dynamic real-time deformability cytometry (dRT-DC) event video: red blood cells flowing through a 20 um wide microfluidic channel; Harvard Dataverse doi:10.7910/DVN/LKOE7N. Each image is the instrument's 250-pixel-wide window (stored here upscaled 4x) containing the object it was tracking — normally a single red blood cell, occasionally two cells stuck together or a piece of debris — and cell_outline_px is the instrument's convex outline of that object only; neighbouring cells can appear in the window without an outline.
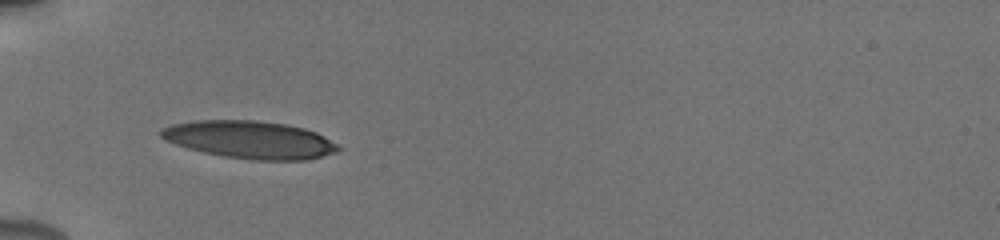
{"species": "human", "species_latin": "Homo sapiens", "temperature_condition": "cold", "stored_images_in_passage": 51, "camera_frame_rate_fps": 3000, "um_per_image_px": 0.085, "donor": {"sex": "male"}, "frame": {"image": 1, "passage_image": 1, "time_ms": 0.0, "image_size_px": [1000, 240], "cell_outline_px": [[340, 148], [336, 152], [304, 160], [256, 160], [224, 156], [204, 152], [188, 148], [176, 144], [160, 136], [160, 128], [172, 124], [192, 120], [256, 120], [288, 124], [304, 128], [316, 132], [324, 136], [336, 144]], "centroid_in_image_um": [21.22, 11.86], "position_along_channel_um": 63.8, "area_um2": 38.67}}
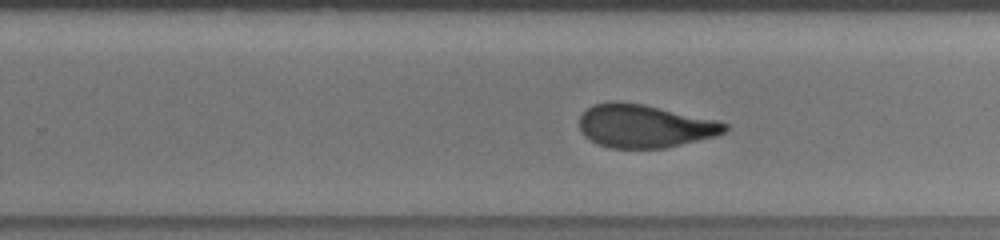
{"frame": {"image": 2, "passage_image": 24, "time_ms": 5.667, "image_size_px": [1000, 240], "cell_outline_px": [[728, 128], [724, 132], [716, 136], [664, 148], [608, 148], [596, 144], [588, 140], [580, 132], [580, 116], [592, 104], [608, 100], [620, 100], [644, 104], [720, 120], [728, 124]], "centroid_in_image_um": [54.76, 10.7], "position_along_channel_um": 275.0, "area_um2": 37.22}}
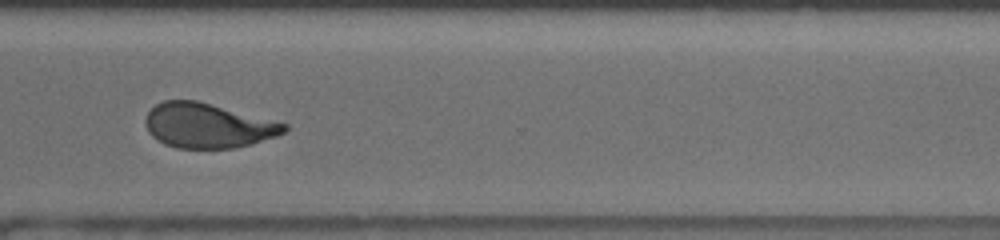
{"frame": {"image": 3, "passage_image": 33, "time_ms": 7.667, "image_size_px": [1000, 240], "cell_outline_px": [[288, 128], [284, 132], [276, 136], [252, 144], [232, 148], [176, 148], [164, 144], [152, 136], [148, 132], [144, 124], [144, 120], [148, 112], [156, 104], [164, 100], [196, 100], [288, 124]], "centroid_in_image_um": [17.63, 10.68], "position_along_channel_um": 353.0, "area_um2": 36.07}, "authors_computed_cell_mechanics": {"area_um2": 37.2232, "velocity_mm_per_s": 3.8853, "shape_relaxation_time_tau1_ms": 5.1782, "shape_relaxation_time_tau2_ms": 1.4059, "deformation_change_tau1": 0.1763, "deformation_change_tau2": 0.0819}}